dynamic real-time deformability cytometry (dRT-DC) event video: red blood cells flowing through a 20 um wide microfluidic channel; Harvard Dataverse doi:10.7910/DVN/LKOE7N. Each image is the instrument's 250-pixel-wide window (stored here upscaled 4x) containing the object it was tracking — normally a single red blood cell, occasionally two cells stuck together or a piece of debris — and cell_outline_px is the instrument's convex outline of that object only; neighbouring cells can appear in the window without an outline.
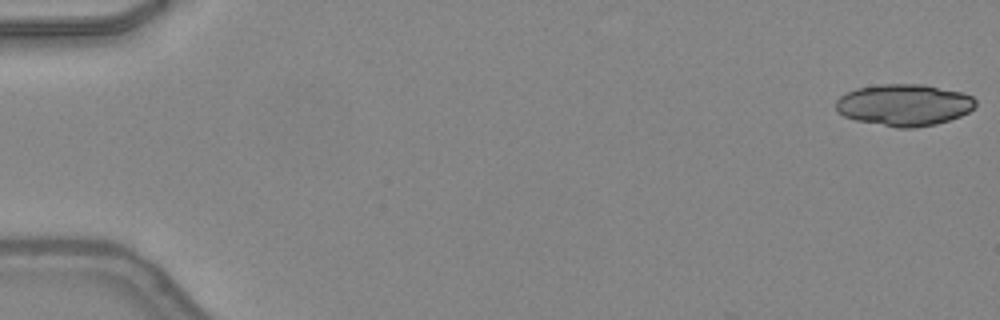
{"species": "common noctule bat (a hibernating species)", "species_latin": "Nyctalus noctula", "temperature_condition": "warm", "stored_images_in_passage": 10, "camera_frame_rate_fps": 3000, "um_per_image_px": 0.085, "animal": {"sex": "female", "body_mass_g": 24.6, "forearm_length_mm": 56.2}, "frame": {"image": 1, "passage_image": 1, "time_ms": 0.0, "image_size_px": [1000, 320], "cell_outline_px": [[976, 104], [968, 112], [960, 116], [936, 124], [912, 128], [896, 128], [856, 120], [844, 116], [836, 112], [836, 100], [840, 96], [856, 88], [880, 84], [924, 84], [960, 92], [972, 96], [976, 100]], "centroid_in_image_um": [76.82, 8.92], "position_along_channel_um": 8.2, "area_um2": 33.99}}